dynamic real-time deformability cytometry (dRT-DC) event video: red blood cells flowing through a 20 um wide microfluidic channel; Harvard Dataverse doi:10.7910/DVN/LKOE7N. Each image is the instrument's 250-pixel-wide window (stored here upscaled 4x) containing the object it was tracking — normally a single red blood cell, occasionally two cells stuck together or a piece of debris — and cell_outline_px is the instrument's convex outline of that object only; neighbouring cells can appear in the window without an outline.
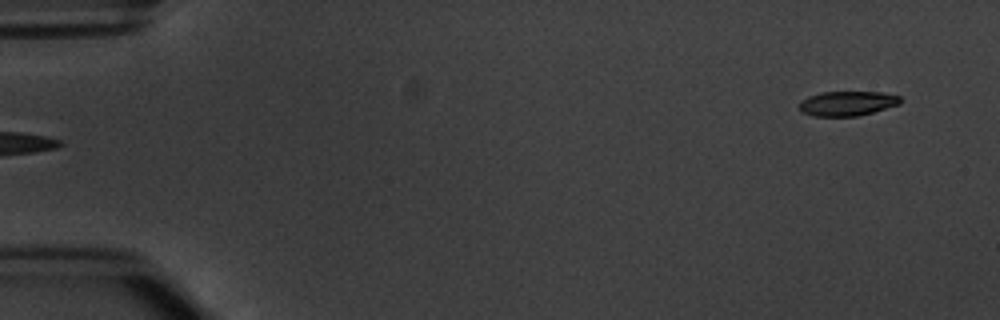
{"species": "common noctule bat (a hibernating species)", "species_latin": "Nyctalus noctula", "temperature_condition": "warm", "stored_images_in_passage": 3, "segment_of_instrument_passage": [2, 2], "camera_frame_rate_fps": 3000, "um_per_image_px": 0.085, "animal": {"sex": "male", "body_mass_g": 20.1, "forearm_length_mm": 53.5}, "frame": {"image": 1, "passage_image": 3, "time_ms": 2.333, "image_size_px": [1000, 320], "cell_outline_px": [[900, 104], [872, 112], [856, 116], [812, 116], [804, 112], [800, 108], [800, 100], [808, 96], [824, 92], [880, 92], [900, 96]], "centroid_in_image_um": [72.01, 8.79], "position_along_channel_um": 13.0, "area_um2": 14.33}}